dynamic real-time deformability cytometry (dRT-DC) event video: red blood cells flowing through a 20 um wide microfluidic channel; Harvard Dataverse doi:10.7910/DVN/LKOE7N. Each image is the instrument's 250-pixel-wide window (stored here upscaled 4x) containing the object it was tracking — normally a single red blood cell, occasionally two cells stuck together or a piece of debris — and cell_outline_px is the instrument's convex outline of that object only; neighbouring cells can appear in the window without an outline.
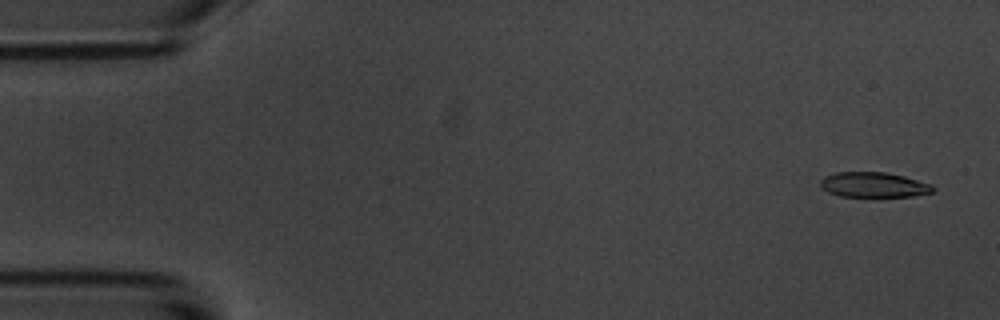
{"species": "common noctule bat (a hibernating species)", "species_latin": "Nyctalus noctula", "temperature_condition": "room temperature", "stored_images_in_passage": 57, "camera_frame_rate_fps": 3000, "um_per_image_px": 0.085, "animal": {"sex": "male", "body_mass_g": 20.1, "forearm_length_mm": 53.5}, "frame": {"image": 1, "passage_image": 3, "time_ms": 0.667, "image_size_px": [1000, 320], "cell_outline_px": [[936, 188], [932, 192], [912, 196], [872, 200], [840, 196], [828, 192], [820, 188], [820, 180], [824, 176], [836, 172], [888, 172], [904, 176], [932, 184]], "centroid_in_image_um": [74.25, 15.76], "position_along_channel_um": 10.7, "area_um2": 17.57}}
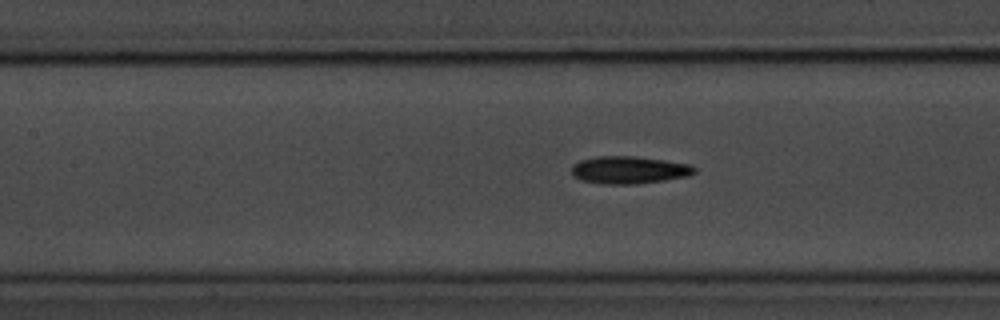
{"frame": {"image": 2, "passage_image": 25, "time_ms": 8.0, "image_size_px": [1000, 320], "cell_outline_px": [[696, 172], [688, 176], [664, 180], [636, 184], [604, 184], [580, 180], [572, 176], [572, 164], [580, 160], [596, 156], [632, 156], [664, 160], [688, 164], [696, 168]], "centroid_in_image_um": [53.43, 14.45], "position_along_channel_um": 154.0, "area_um2": 19.71}}
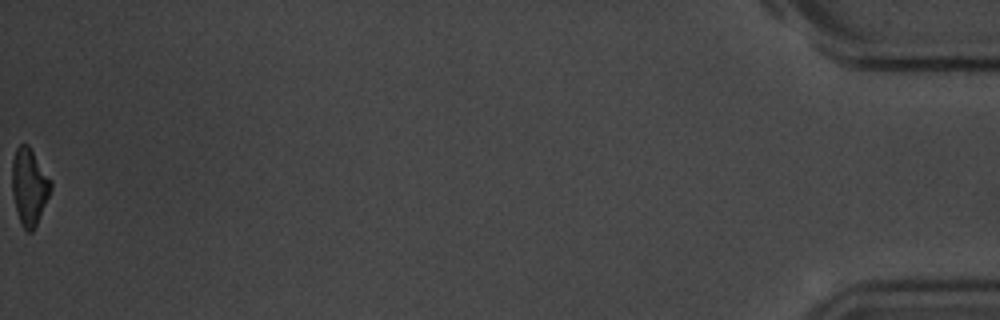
{"frame": {"image": 3, "passage_image": 57, "time_ms": 18.667, "image_size_px": [1000, 320], "cell_outline_px": [[52, 188], [36, 224], [32, 232], [28, 232], [20, 224], [16, 212], [12, 192], [12, 160], [16, 148], [20, 144], [28, 144], [52, 180]], "centroid_in_image_um": [2.48, 15.85], "position_along_channel_um": 432.7, "area_um2": 17.34}, "authors_computed_cell_mechanics": {"area_um2": 18.6116, "velocity_mm_per_s": 3.5676, "shape_relaxation_time_tau1_ms": 3.0583, "shape_relaxation_time_tau2_ms": 5.2943, "deformation_change_tau1": 0.1207, "deformation_change_tau2": 0.1493}}